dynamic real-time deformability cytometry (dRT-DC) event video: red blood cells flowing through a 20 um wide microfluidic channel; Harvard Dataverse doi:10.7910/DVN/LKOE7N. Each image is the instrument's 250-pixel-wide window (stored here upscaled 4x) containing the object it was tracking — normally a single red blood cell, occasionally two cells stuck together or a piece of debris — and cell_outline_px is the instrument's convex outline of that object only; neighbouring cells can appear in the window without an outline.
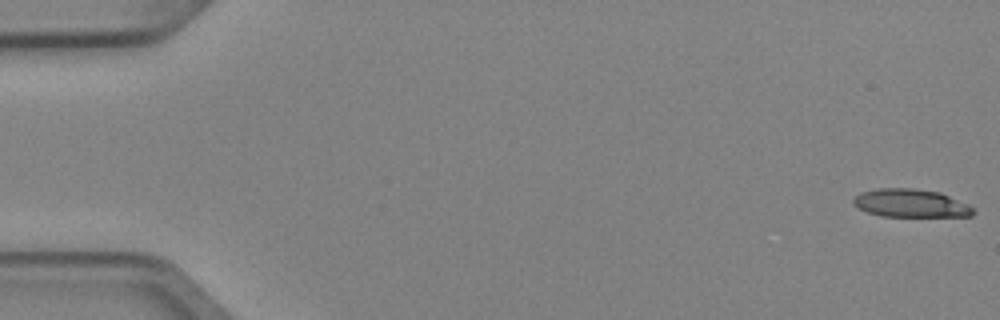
{"species": "Egyptian fruit bat (a non-hibernating species)", "species_latin": "Rousettus aegyptiacus", "temperature_condition": "cold", "stored_images_in_passage": 5, "camera_frame_rate_fps": 3000, "um_per_image_px": 0.085, "animal": {"sex": "female"}, "frame": {"image": 1, "passage_image": 1, "time_ms": 0.0, "image_size_px": [1000, 320], "cell_outline_px": [[976, 212], [972, 216], [884, 216], [868, 212], [852, 204], [852, 200], [860, 192], [876, 188], [912, 188], [940, 192], [968, 204]], "centroid_in_image_um": [77.41, 17.26], "position_along_channel_um": 7.6, "area_um2": 19.59}}
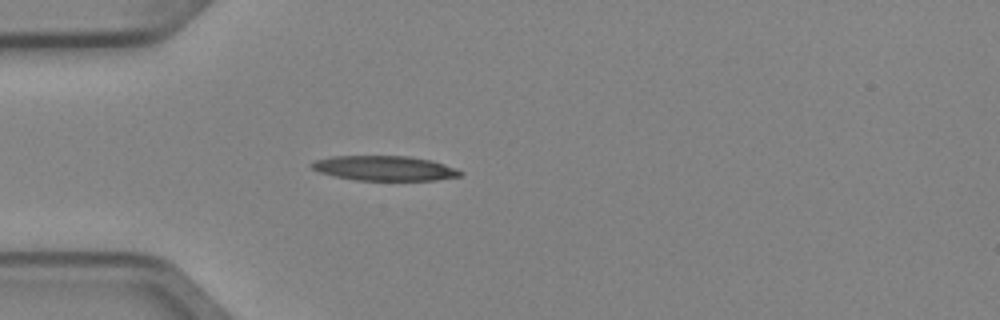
{"frame": {"image": 2, "passage_image": 5, "time_ms": 1.333, "image_size_px": [1000, 320], "cell_outline_px": [[464, 172], [460, 176], [436, 180], [356, 180], [336, 176], [320, 172], [312, 168], [308, 164], [312, 160], [332, 156], [408, 156], [432, 160], [456, 168]], "centroid_in_image_um": [32.67, 14.29], "position_along_channel_um": 52.3, "area_um2": 21.56}}